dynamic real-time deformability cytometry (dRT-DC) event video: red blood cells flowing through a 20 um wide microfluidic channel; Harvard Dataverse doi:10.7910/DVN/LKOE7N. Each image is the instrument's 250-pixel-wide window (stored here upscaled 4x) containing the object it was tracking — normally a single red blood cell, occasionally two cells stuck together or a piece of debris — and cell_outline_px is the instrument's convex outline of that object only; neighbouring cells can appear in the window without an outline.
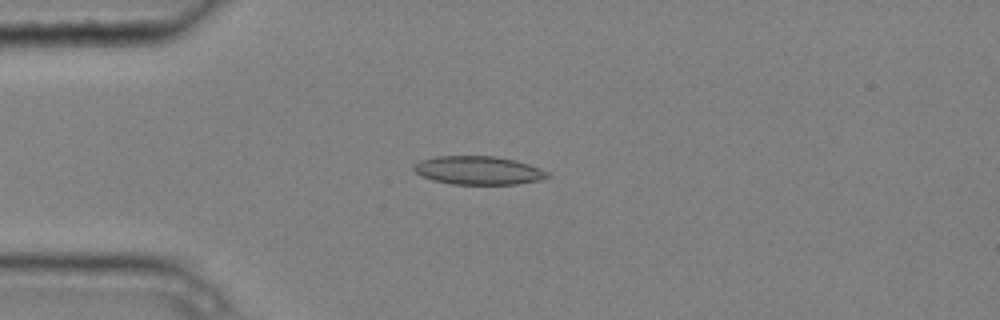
{"species": "common noctule bat (a hibernating species)", "species_latin": "Nyctalus noctula", "temperature_condition": "cold", "stored_images_in_passage": 4, "camera_frame_rate_fps": 3000, "um_per_image_px": 0.085, "animal": {"sex": "male", "body_mass_g": 20.4}, "frame": {"image": 1, "passage_image": 2, "time_ms": 0.333, "image_size_px": [1000, 320], "cell_outline_px": [[552, 176], [540, 180], [516, 184], [452, 184], [432, 180], [420, 176], [412, 168], [412, 164], [420, 160], [436, 156], [496, 156], [516, 160], [540, 168], [548, 172]], "centroid_in_image_um": [40.64, 14.48], "position_along_channel_um": 44.4, "area_um2": 22.37}}
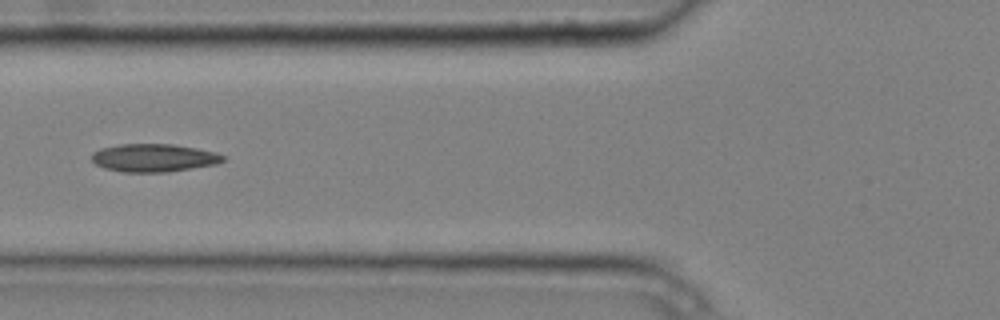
{"frame": {"image": 2, "passage_image": 4, "time_ms": 1.0, "image_size_px": [1000, 320], "cell_outline_px": [[228, 156], [224, 160], [216, 164], [168, 172], [124, 172], [104, 168], [96, 164], [92, 160], [92, 152], [100, 148], [120, 144], [172, 144], [196, 148], [216, 152]], "centroid_in_image_um": [13.09, 13.41], "position_along_channel_um": 112.7, "area_um2": 21.5}}